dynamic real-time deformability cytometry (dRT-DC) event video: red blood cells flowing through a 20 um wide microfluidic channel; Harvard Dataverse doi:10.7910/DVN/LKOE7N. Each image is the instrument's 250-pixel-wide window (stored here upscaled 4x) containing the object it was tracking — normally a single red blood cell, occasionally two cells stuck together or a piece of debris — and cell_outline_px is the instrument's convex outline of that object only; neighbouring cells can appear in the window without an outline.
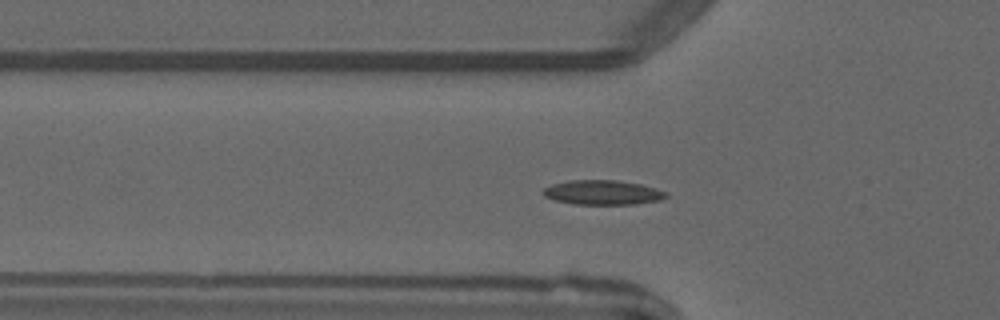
{"species": "common noctule bat (a hibernating species)", "species_latin": "Nyctalus noctula", "temperature_condition": "warm", "stored_images_in_passage": 5, "camera_frame_rate_fps": 3000, "um_per_image_px": 0.085, "animal": {"sex": "male", "forearm_length_mm": 52.5}, "frame": {"image": 1, "passage_image": 4, "time_ms": 3.333, "image_size_px": [1000, 320], "cell_outline_px": [[560, 228], [556, 236], [512, 240], [448, 236], [376, 228], [380, 216], [496, 216], [536, 220], [552, 224]], "centroid_in_image_um": [40.03, 19.26], "position_along_channel_um": 85.8, "area_um2": 23.93}}